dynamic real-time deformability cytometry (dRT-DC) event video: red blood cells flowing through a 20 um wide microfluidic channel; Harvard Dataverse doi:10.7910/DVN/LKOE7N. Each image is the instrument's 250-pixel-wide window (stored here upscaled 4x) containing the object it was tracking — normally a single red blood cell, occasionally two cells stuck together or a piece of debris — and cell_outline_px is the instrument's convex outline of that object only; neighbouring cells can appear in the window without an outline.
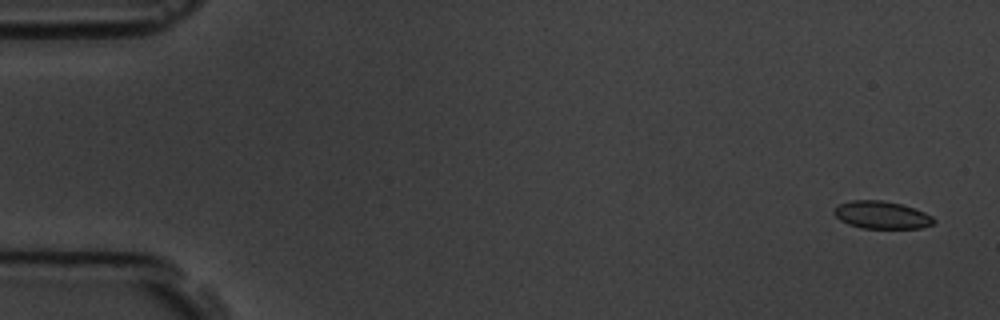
{"species": "common noctule bat (a hibernating species)", "species_latin": "Nyctalus noctula", "temperature_condition": "room temperature", "stored_images_in_passage": 6, "segment_of_instrument_passage": [1, 2], "camera_frame_rate_fps": 3000, "um_per_image_px": 0.085, "animal": {"sex": "male", "body_mass_g": 19.5, "forearm_length_mm": 54.6}, "frame": {"image": 1, "passage_image": 1, "time_ms": 0.0, "image_size_px": [1000, 320], "cell_outline_px": [[936, 220], [932, 224], [920, 228], [860, 228], [848, 224], [840, 220], [832, 212], [840, 204], [852, 200], [880, 200], [900, 204], [924, 212], [932, 216]], "centroid_in_image_um": [74.93, 18.28], "position_along_channel_um": 10.1, "area_um2": 15.84}}
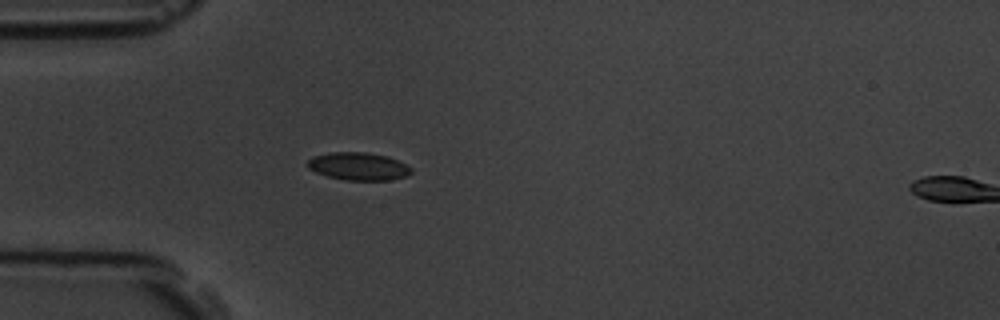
{"frame": {"image": 2, "passage_image": 5, "time_ms": 4.667, "image_size_px": [1000, 320], "cell_outline_px": [[412, 172], [404, 176], [388, 180], [344, 180], [328, 176], [316, 172], [308, 168], [308, 160], [312, 156], [328, 152], [364, 152], [388, 156], [412, 168]], "centroid_in_image_um": [30.43, 14.13], "position_along_channel_um": 54.6, "area_um2": 16.65}}